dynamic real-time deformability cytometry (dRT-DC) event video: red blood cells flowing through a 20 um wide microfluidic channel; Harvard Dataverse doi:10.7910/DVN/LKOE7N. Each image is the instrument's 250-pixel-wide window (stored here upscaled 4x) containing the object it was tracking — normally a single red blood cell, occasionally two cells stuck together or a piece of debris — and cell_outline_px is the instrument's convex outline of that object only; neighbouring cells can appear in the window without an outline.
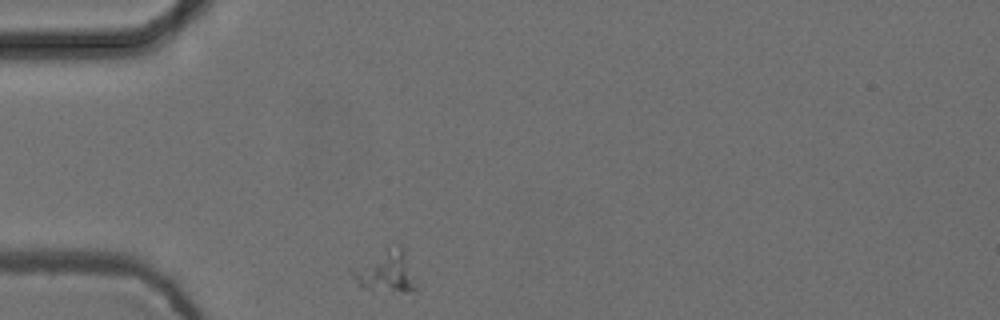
{"species": "common noctule bat (a hibernating species)", "species_latin": "Nyctalus noctula", "temperature_condition": "cold", "stored_images_in_passage": 34, "camera_frame_rate_fps": 3000, "um_per_image_px": 0.085, "animal": {"sex": "female", "body_mass_g": 24.6, "forearm_length_mm": 56.2}, "frame": {"image": 1, "passage_image": 1, "time_ms": 0.0, "image_size_px": [1000, 320], "cell_outline_px": [[416, 288], [364, 288], [348, 272], [384, 248], [400, 244], [404, 248]], "centroid_in_image_um": [32.75, 22.96], "position_along_channel_um": 52.2, "area_um2": 14.16}}
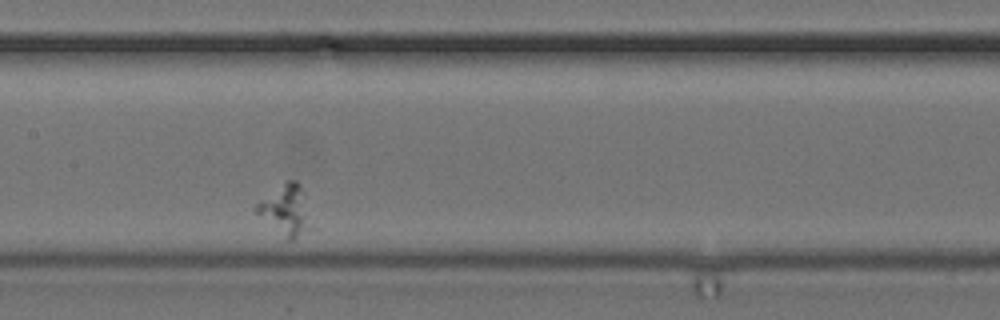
{"frame": {"image": 2, "passage_image": 15, "time_ms": 4.667, "image_size_px": [1000, 320], "cell_outline_px": [[316, 228], [292, 240], [288, 240], [256, 212], [256, 204], [288, 180], [296, 180], [300, 184], [304, 192]], "centroid_in_image_um": [24.43, 17.9], "position_along_channel_um": 183.0, "area_um2": 16.07}}
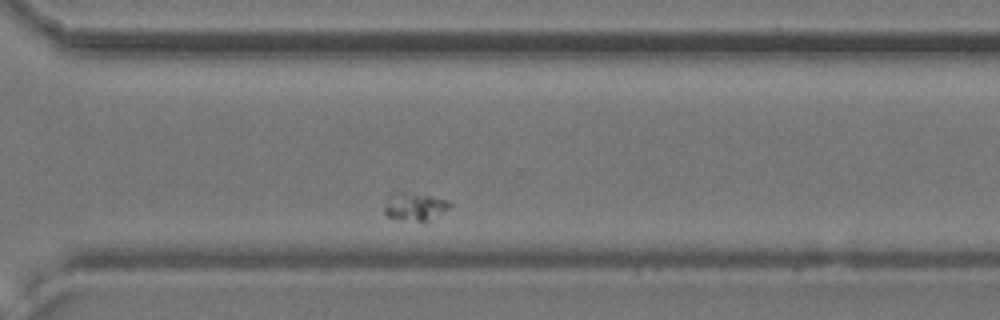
{"frame": {"image": 3, "passage_image": 29, "time_ms": 9.333, "image_size_px": [1000, 320], "cell_outline_px": [[452, 204], [448, 208], [424, 224], [400, 220], [388, 216], [384, 212], [384, 208], [388, 192], [404, 192], [428, 196], [448, 200]], "centroid_in_image_um": [35.2, 17.59], "position_along_channel_um": 335.4, "area_um2": 10.92}}